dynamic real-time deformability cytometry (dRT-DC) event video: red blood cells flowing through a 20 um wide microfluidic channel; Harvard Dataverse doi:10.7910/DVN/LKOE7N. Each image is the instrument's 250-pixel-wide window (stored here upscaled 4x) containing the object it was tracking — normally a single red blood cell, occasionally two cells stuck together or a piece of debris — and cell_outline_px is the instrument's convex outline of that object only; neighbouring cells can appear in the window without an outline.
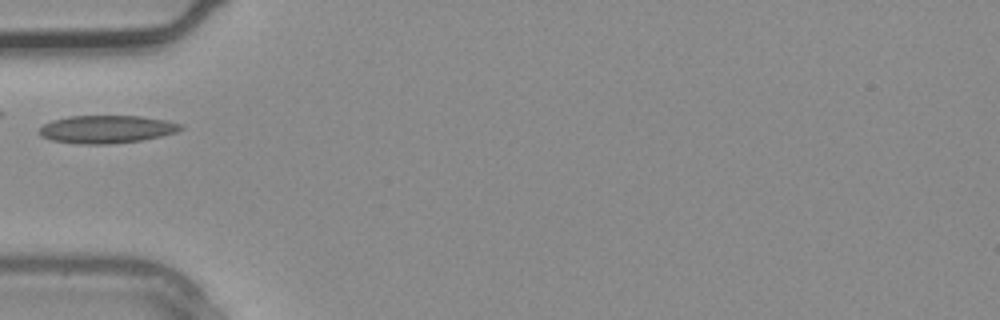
{"species": "common noctule bat (a hibernating species)", "species_latin": "Nyctalus noctula", "temperature_condition": "warm", "stored_images_in_passage": 2, "camera_frame_rate_fps": 3000, "um_per_image_px": 0.085, "animal": {"sex": "male", "body_mass_g": 20.4}, "frame": {"image": 1, "passage_image": 2, "time_ms": 0.333, "image_size_px": [1000, 320], "cell_outline_px": [[184, 128], [176, 132], [160, 136], [140, 140], [108, 144], [80, 144], [52, 140], [40, 136], [40, 128], [44, 124], [52, 120], [68, 116], [140, 116], [168, 120], [184, 124]], "centroid_in_image_um": [9.09, 10.98], "position_along_channel_um": 75.9, "area_um2": 22.95}}